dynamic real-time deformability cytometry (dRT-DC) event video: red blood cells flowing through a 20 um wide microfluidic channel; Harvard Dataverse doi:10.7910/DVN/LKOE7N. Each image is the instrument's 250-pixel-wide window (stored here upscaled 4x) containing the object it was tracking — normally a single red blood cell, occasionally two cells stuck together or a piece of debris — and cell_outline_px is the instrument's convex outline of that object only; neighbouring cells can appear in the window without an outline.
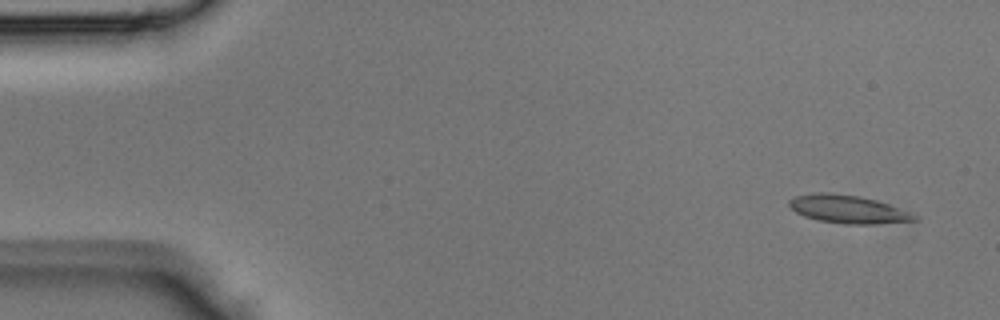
{"species": "Egyptian fruit bat (a non-hibernating species)", "species_latin": "Rousettus aegyptiacus", "temperature_condition": "room temperature", "stored_images_in_passage": 4, "camera_frame_rate_fps": 3000, "um_per_image_px": 0.085, "animal": {"sex": "male"}, "frame": {"image": 1, "passage_image": 1, "time_ms": 0.0, "image_size_px": [1000, 320], "cell_outline_px": [[920, 220], [872, 224], [844, 224], [820, 220], [804, 216], [796, 212], [788, 204], [788, 200], [796, 196], [812, 192], [828, 192], [860, 196], [876, 200], [888, 204], [908, 212], [916, 216]], "centroid_in_image_um": [72.04, 17.77], "position_along_channel_um": 13.0, "area_um2": 20.35}}
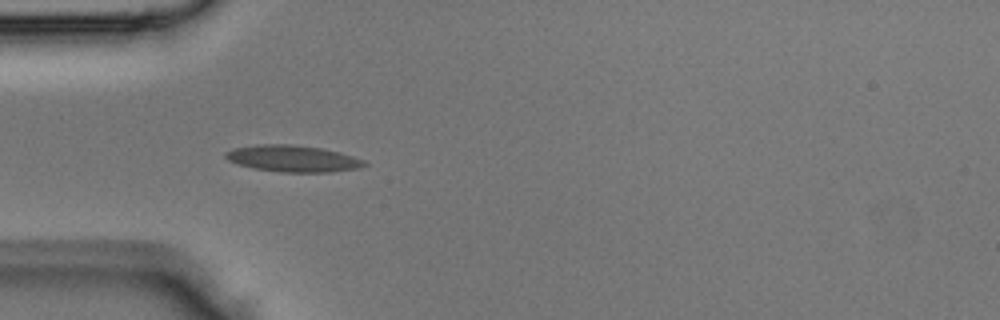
{"frame": {"image": 2, "passage_image": 4, "time_ms": 1.0, "image_size_px": [1000, 320], "cell_outline_px": [[368, 164], [360, 168], [328, 172], [280, 172], [256, 168], [240, 164], [228, 160], [224, 156], [224, 152], [232, 148], [260, 144], [292, 144], [320, 148], [340, 152], [364, 160]], "centroid_in_image_um": [24.89, 13.47], "position_along_channel_um": 60.1, "area_um2": 21.39}}